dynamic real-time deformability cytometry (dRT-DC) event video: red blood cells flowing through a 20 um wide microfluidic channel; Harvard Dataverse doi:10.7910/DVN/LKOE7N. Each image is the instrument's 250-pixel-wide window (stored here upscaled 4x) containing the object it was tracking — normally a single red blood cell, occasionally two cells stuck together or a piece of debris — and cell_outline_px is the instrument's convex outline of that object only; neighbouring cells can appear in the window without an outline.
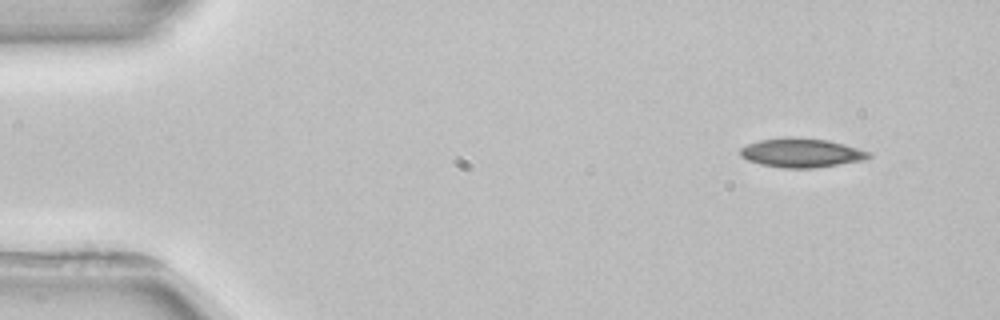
{"species": "common noctule bat (a hibernating species)", "species_latin": "Nyctalus noctula", "temperature_condition": "room temperature", "stored_images_in_passage": 3, "segment_of_instrument_passage": [2, 2], "camera_frame_rate_fps": 3000, "um_per_image_px": 0.085, "animal": {"sex": "female", "body_mass_g": 22.7, "forearm_length_mm": 54.2}, "frame": {"image": 1, "passage_image": 3, "time_ms": 3.667, "image_size_px": [1000, 320], "cell_outline_px": [[872, 156], [864, 160], [816, 168], [784, 168], [760, 164], [748, 160], [740, 156], [740, 148], [748, 144], [760, 140], [788, 136], [792, 136], [828, 140], [844, 144], [872, 152]], "centroid_in_image_um": [68.14, 12.98], "position_along_channel_um": 16.9, "area_um2": 21.96}}